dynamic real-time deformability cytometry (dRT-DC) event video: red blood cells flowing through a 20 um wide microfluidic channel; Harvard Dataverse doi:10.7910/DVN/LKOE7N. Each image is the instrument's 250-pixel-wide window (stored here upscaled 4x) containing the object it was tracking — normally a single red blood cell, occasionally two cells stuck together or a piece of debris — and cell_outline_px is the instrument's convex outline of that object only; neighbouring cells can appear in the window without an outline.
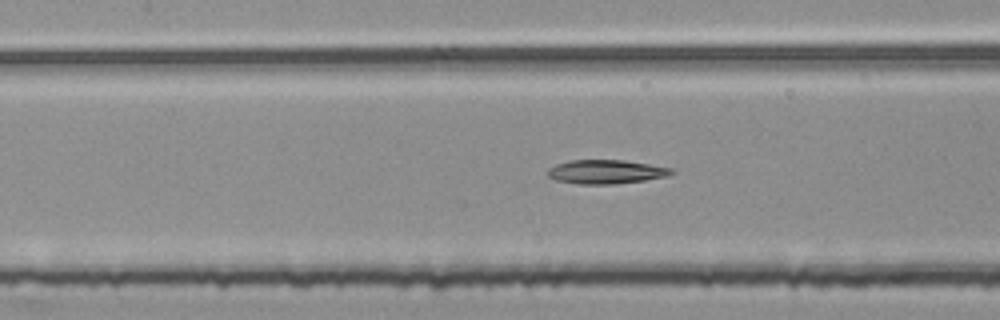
{"species": "common noctule bat (a hibernating species)", "species_latin": "Nyctalus noctula", "temperature_condition": "room temperature", "stored_images_in_passage": 53, "segment_of_instrument_passage": [2, 2], "camera_frame_rate_fps": 3000, "um_per_image_px": 0.085, "animal": {"sex": "female", "body_mass_g": 25.1}, "frame": {"image": 1, "passage_image": 23, "time_ms": 7.333, "image_size_px": [1000, 320], "cell_outline_px": [[676, 172], [668, 176], [644, 180], [616, 184], [580, 184], [556, 180], [548, 176], [548, 168], [556, 164], [568, 160], [624, 160], [672, 168]], "centroid_in_image_um": [51.52, 14.6], "position_along_channel_um": 155.9, "area_um2": 17.28}}
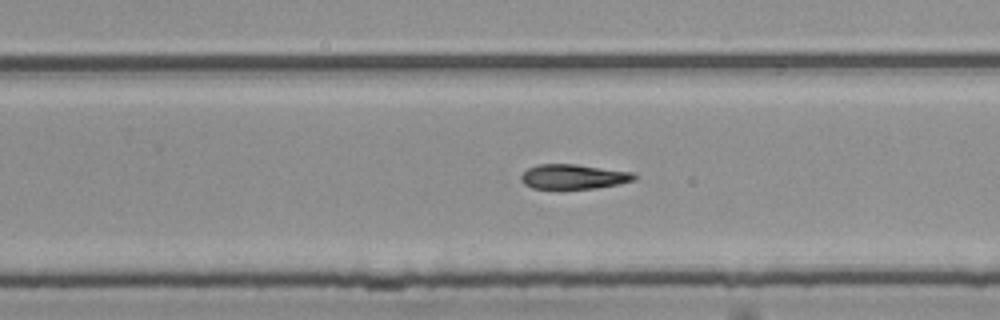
{"frame": {"image": 2, "passage_image": 33, "time_ms": 10.667, "image_size_px": [1000, 320], "cell_outline_px": [[636, 180], [620, 184], [596, 188], [532, 188], [524, 184], [520, 180], [520, 176], [528, 168], [536, 164], [576, 164], [636, 172]], "centroid_in_image_um": [48.79, 15.0], "position_along_channel_um": 281.0, "area_um2": 16.47}}
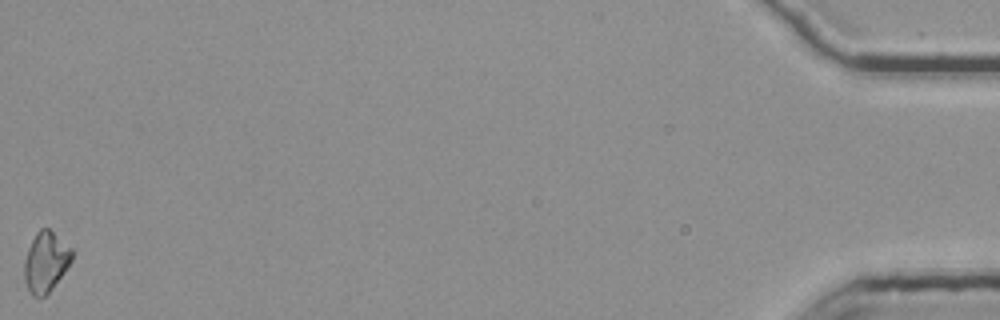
{"frame": {"image": 3, "passage_image": 53, "time_ms": 17.333, "image_size_px": [1000, 320], "cell_outline_px": [[72, 260], [64, 272], [52, 288], [44, 296], [32, 296], [24, 280], [24, 264], [28, 248], [36, 232], [40, 228], [48, 228], [72, 248]], "centroid_in_image_um": [3.88, 22.25], "position_along_channel_um": 431.3, "area_um2": 16.47}}